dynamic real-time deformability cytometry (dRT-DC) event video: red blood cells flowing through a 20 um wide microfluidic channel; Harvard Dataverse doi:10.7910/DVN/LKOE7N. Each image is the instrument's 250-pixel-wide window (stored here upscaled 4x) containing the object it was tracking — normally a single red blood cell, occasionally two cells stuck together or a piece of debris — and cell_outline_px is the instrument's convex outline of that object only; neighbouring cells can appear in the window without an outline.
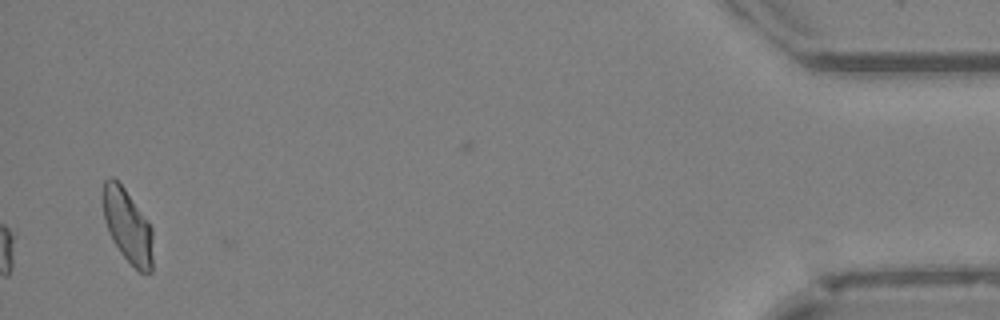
{"species": "Egyptian fruit bat (a non-hibernating species)", "species_latin": "Rousettus aegyptiacus", "temperature_condition": "cold", "stored_images_in_passage": 35, "camera_frame_rate_fps": 3000, "um_per_image_px": 0.085, "animal": {"sex": "female"}, "frame": {"image": 1, "passage_image": 35, "time_ms": 11.333, "image_size_px": [1000, 320], "cell_outline_px": [[152, 272], [140, 272], [120, 252], [112, 240], [108, 232], [104, 220], [104, 180], [108, 176], [112, 176], [124, 188], [148, 220], [152, 228]], "centroid_in_image_um": [10.85, 19.2], "position_along_channel_um": 424.3, "area_um2": 21.15}}